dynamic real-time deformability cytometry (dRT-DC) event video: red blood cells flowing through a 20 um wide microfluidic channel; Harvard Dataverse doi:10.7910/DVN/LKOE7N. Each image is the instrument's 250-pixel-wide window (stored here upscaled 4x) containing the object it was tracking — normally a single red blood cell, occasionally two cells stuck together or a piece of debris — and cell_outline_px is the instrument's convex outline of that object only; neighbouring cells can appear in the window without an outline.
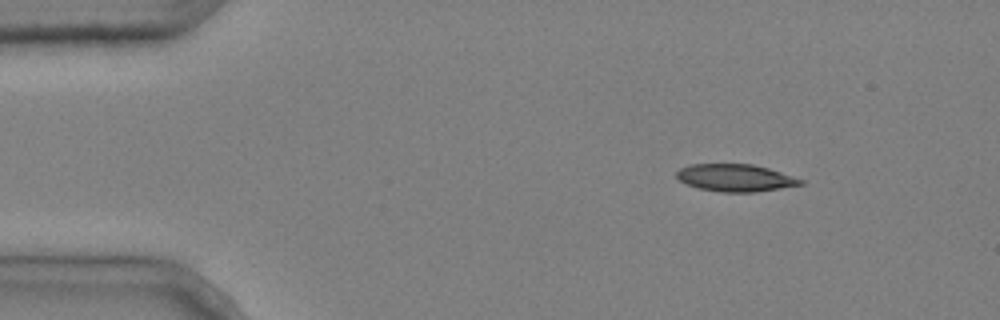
{"species": "common noctule bat (a hibernating species)", "species_latin": "Nyctalus noctula", "temperature_condition": "cold", "stored_images_in_passage": 4, "segment_of_instrument_passage": [1, 2], "camera_frame_rate_fps": 3000, "um_per_image_px": 0.085, "animal": {"sex": "male", "body_mass_g": 20.4}, "frame": {"image": 1, "passage_image": 1, "time_ms": 0.0, "image_size_px": [1000, 320], "cell_outline_px": [[804, 184], [756, 192], [720, 192], [700, 188], [688, 184], [680, 180], [676, 176], [676, 172], [680, 168], [688, 164], [752, 164], [768, 168], [804, 180]], "centroid_in_image_um": [62.5, 15.11], "position_along_channel_um": 22.5, "area_um2": 19.59}}